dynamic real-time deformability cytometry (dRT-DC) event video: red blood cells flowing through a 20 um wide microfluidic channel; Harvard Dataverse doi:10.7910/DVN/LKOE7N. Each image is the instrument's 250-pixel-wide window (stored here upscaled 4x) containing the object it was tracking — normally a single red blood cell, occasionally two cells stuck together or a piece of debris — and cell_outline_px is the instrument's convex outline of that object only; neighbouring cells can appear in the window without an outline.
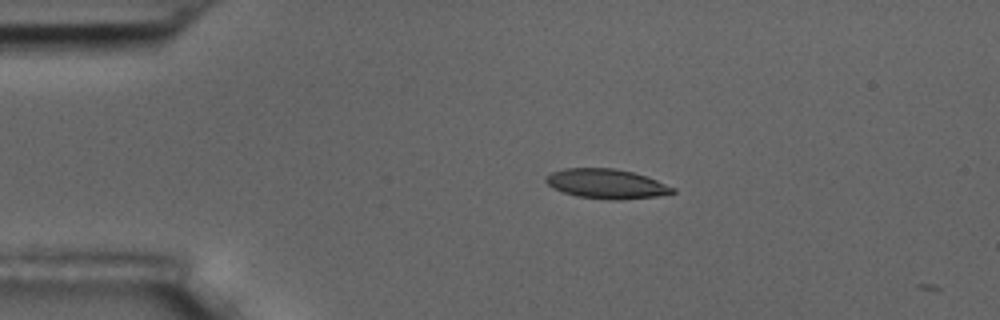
{"species": "common noctule bat (a hibernating species)", "species_latin": "Nyctalus noctula", "temperature_condition": "room temperature", "stored_images_in_passage": 4, "camera_frame_rate_fps": 3000, "um_per_image_px": 0.085, "animal": {"sex": "male", "body_mass_g": 17.5, "forearm_length_mm": 52.3}, "frame": {"image": 1, "passage_image": 3, "time_ms": 0.667, "image_size_px": [1000, 320], "cell_outline_px": [[676, 192], [656, 196], [620, 200], [608, 200], [576, 196], [552, 188], [544, 180], [544, 176], [552, 172], [564, 168], [616, 168], [632, 172], [656, 180], [676, 188]], "centroid_in_image_um": [51.51, 15.62], "position_along_channel_um": 33.5, "area_um2": 21.91}}